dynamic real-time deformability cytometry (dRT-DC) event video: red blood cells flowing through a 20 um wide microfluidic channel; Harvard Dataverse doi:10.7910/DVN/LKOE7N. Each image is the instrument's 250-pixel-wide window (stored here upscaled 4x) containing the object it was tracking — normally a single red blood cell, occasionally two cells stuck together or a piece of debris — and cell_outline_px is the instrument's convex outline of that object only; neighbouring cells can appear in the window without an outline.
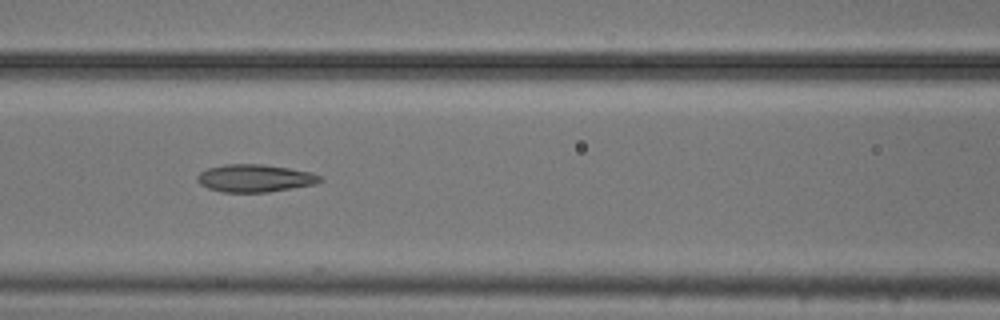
{"species": "common noctule bat (a hibernating species)", "species_latin": "Nyctalus noctula", "temperature_condition": "cold", "stored_images_in_passage": 4, "camera_frame_rate_fps": 3000, "um_per_image_px": 0.085, "animal": {"sex": "male", "body_mass_g": 20.5, "forearm_length_mm": 52.5}, "frame": {"image": 1, "passage_image": 3, "time_ms": 0.667, "image_size_px": [1000, 320], "cell_outline_px": [[324, 180], [316, 184], [268, 192], [224, 192], [208, 188], [200, 184], [196, 180], [196, 176], [200, 172], [208, 168], [224, 164], [264, 164], [312, 172], [320, 176]], "centroid_in_image_um": [21.67, 15.14], "position_along_channel_um": 144.9, "area_um2": 19.83}}